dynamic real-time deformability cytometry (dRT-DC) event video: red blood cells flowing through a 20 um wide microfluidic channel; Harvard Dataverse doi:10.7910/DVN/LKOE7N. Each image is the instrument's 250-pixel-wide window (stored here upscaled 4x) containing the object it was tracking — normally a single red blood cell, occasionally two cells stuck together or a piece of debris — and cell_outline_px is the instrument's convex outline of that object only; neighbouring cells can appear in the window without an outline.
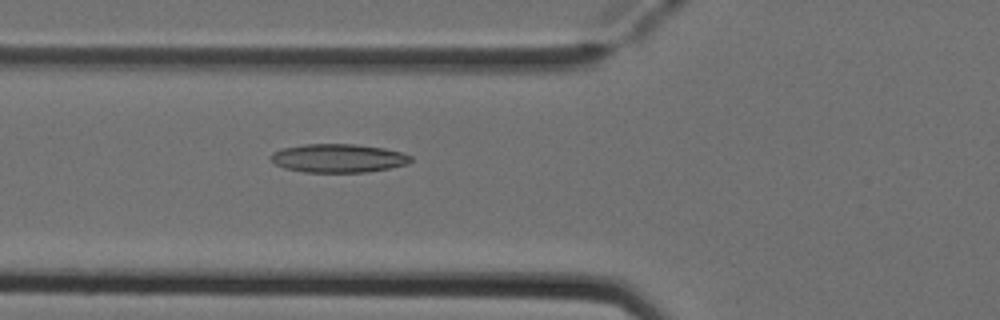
{"species": "Egyptian fruit bat (a non-hibernating species)", "species_latin": "Rousettus aegyptiacus", "temperature_condition": "cold", "stored_images_in_passage": 2, "camera_frame_rate_fps": 3000, "um_per_image_px": 0.085, "animal": {"sex": "female"}, "frame": {"image": 1, "passage_image": 2, "time_ms": 0.333, "image_size_px": [1000, 320], "cell_outline_px": [[412, 160], [408, 164], [388, 168], [364, 172], [304, 172], [284, 168], [276, 164], [268, 156], [272, 152], [280, 148], [304, 144], [356, 144], [384, 148], [400, 152], [412, 156]], "centroid_in_image_um": [28.72, 13.44], "position_along_channel_um": 97.1, "area_um2": 23.35}}